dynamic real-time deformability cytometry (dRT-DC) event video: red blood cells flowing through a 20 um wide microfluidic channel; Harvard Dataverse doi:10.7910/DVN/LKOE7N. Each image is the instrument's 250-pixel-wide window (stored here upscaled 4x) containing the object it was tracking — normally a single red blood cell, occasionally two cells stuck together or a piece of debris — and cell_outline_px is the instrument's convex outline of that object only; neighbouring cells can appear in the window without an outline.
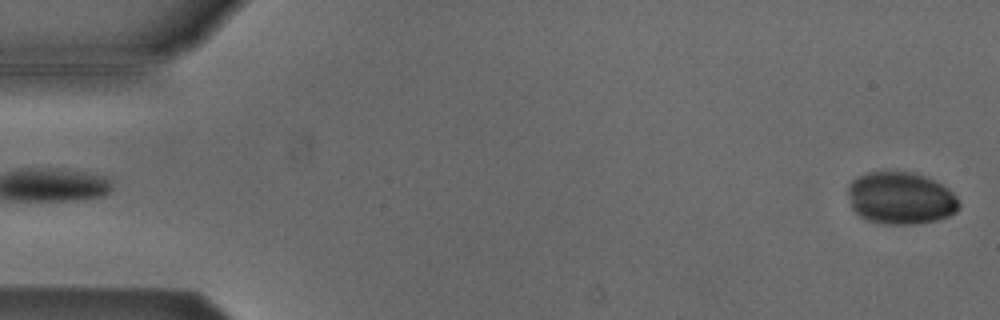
{"species": "Egyptian fruit bat (a non-hibernating species)", "species_latin": "Rousettus aegyptiacus", "temperature_condition": "cold", "stored_images_in_passage": 42, "camera_frame_rate_fps": 3000, "um_per_image_px": 0.085, "animal": {"sex": "male"}, "frame": {"image": 1, "passage_image": 1, "time_ms": 0.0, "image_size_px": [1000, 320], "cell_outline_px": [[960, 208], [956, 212], [948, 216], [936, 220], [916, 224], [884, 224], [868, 220], [860, 216], [852, 208], [848, 196], [848, 184], [856, 176], [868, 172], [912, 172], [924, 176], [948, 188], [956, 196], [960, 204]], "centroid_in_image_um": [76.54, 16.85], "position_along_channel_um": 8.5, "area_um2": 33.87}}
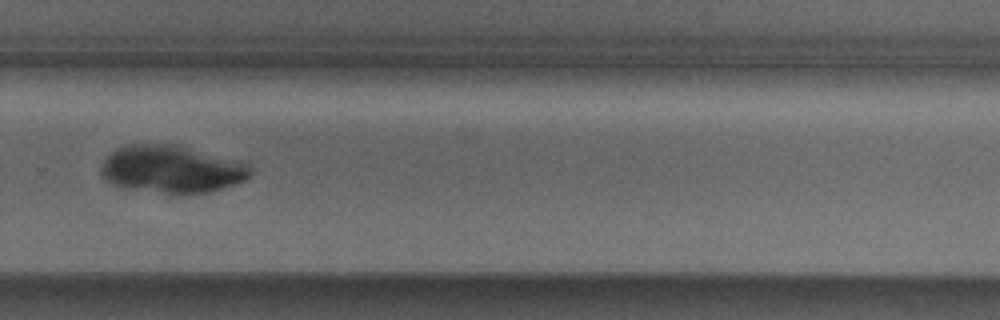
{"frame": {"image": 2, "passage_image": 36, "time_ms": 11.667, "image_size_px": [1000, 320], "cell_outline_px": [[252, 172], [244, 180], [208, 192], [164, 192], [112, 184], [104, 180], [100, 172], [100, 168], [104, 160], [112, 152], [128, 144], [176, 144], [248, 160], [252, 168]], "centroid_in_image_um": [14.68, 14.32], "position_along_channel_um": 315.1, "area_um2": 41.21}}
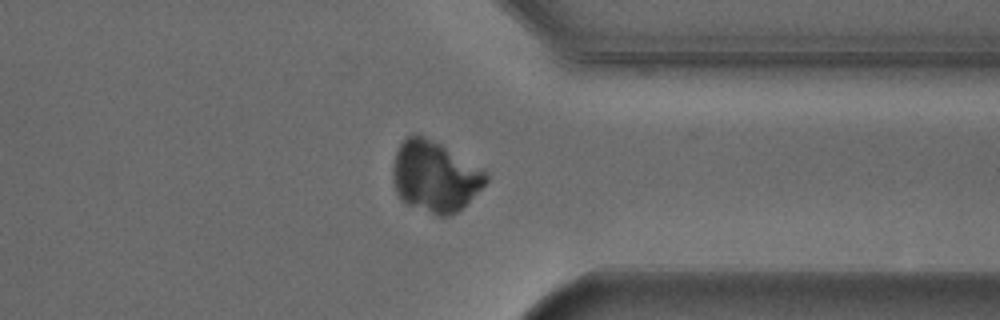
{"frame": {"image": 3, "passage_image": 41, "time_ms": 13.333, "image_size_px": [1000, 320], "cell_outline_px": [[488, 180], [456, 212], [448, 216], [436, 216], [408, 204], [396, 192], [392, 180], [392, 168], [396, 152], [400, 144], [412, 132], [416, 132], [440, 144], [484, 168], [488, 172]], "centroid_in_image_um": [36.95, 14.97], "position_along_channel_um": 374.5, "area_um2": 38.32}}